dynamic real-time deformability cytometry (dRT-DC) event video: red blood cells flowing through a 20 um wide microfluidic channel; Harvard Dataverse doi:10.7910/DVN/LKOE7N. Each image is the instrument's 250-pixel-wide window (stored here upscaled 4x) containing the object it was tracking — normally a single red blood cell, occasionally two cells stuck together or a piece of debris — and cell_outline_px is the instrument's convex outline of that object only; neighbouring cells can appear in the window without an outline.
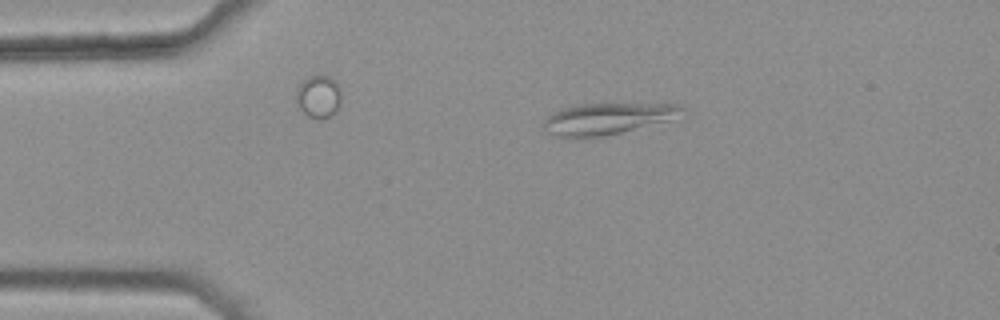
{"species": "common noctule bat (a hibernating species)", "species_latin": "Nyctalus noctula", "temperature_condition": "warm", "stored_images_in_passage": 2, "camera_frame_rate_fps": 3000, "um_per_image_px": 0.085, "animal": {"sex": "female", "body_mass_g": 25.1}, "frame": {"image": 1, "passage_image": 1, "time_ms": 0.0, "image_size_px": [1000, 320], "cell_outline_px": [[688, 108], [664, 120], [620, 132], [604, 136], [584, 140], [568, 140], [556, 136], [548, 132], [544, 128], [544, 120], [548, 116], [564, 108], [576, 104], [684, 104]], "centroid_in_image_um": [51.5, 10.12], "position_along_channel_um": 33.5, "area_um2": 25.14}}